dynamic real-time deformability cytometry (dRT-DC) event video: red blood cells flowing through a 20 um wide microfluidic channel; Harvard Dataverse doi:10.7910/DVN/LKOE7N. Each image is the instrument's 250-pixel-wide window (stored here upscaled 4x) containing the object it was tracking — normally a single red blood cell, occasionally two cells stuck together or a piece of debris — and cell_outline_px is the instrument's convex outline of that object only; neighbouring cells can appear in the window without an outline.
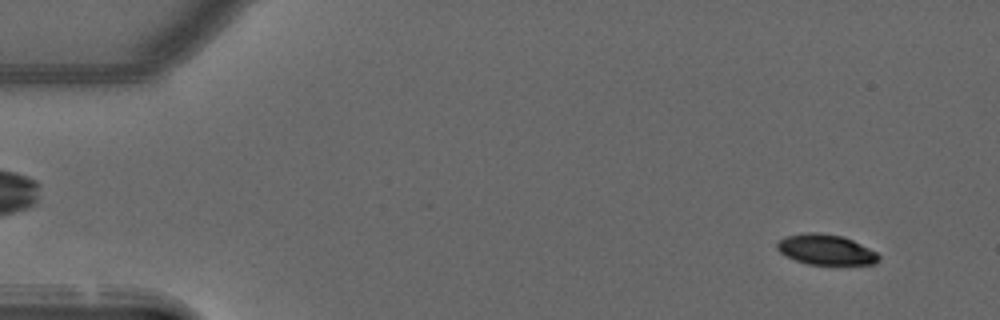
{"species": "common noctule bat (a hibernating species)", "species_latin": "Nyctalus noctula", "temperature_condition": "warm", "stored_images_in_passage": 50, "camera_frame_rate_fps": 3000, "um_per_image_px": 0.085, "animal": {"sex": "male", "forearm_length_mm": 52.5}, "frame": {"image": 1, "passage_image": 4, "time_ms": 1.0, "image_size_px": [1000, 320], "cell_outline_px": [[880, 260], [872, 264], [808, 264], [796, 260], [780, 252], [776, 248], [776, 244], [784, 236], [804, 232], [820, 232], [840, 236], [852, 240], [876, 252], [880, 256]], "centroid_in_image_um": [70.17, 21.2], "position_along_channel_um": 14.8, "area_um2": 17.8}}
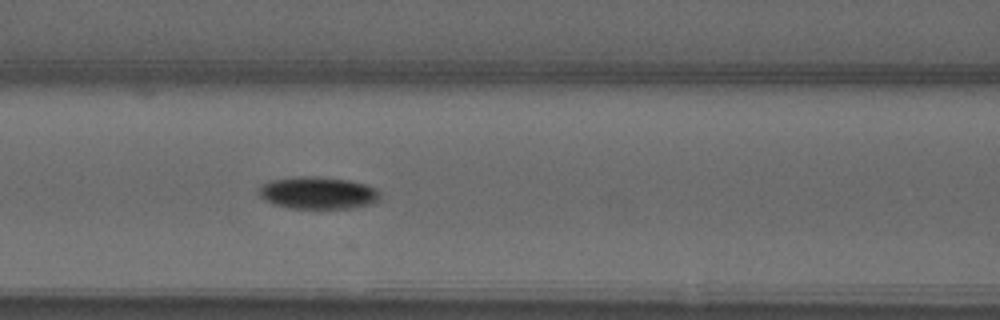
{"frame": {"image": 2, "passage_image": 22, "time_ms": 7.0, "image_size_px": [1000, 320], "cell_outline_px": [[380, 200], [372, 204], [352, 208], [288, 208], [272, 204], [264, 200], [260, 196], [260, 188], [264, 184], [272, 180], [292, 176], [316, 176], [348, 180], [368, 184], [376, 188], [380, 192]], "centroid_in_image_um": [27.07, 16.39], "position_along_channel_um": 139.5, "area_um2": 23.0}}
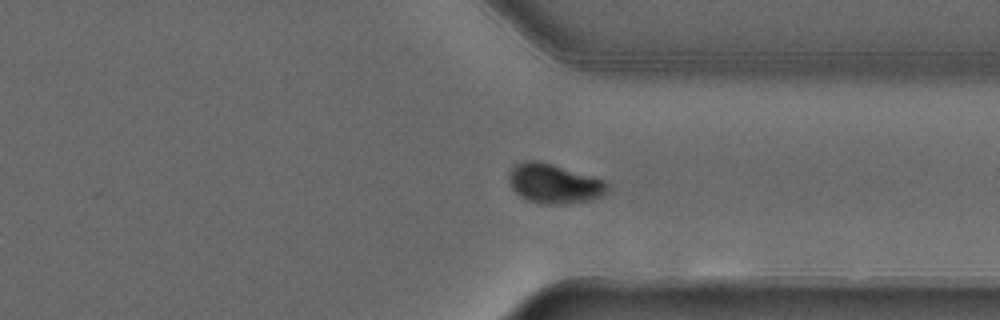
{"frame": {"image": 3, "passage_image": 39, "time_ms": 12.667, "image_size_px": [1000, 320], "cell_outline_px": [[608, 192], [604, 196], [588, 200], [564, 204], [540, 204], [528, 200], [520, 196], [512, 188], [508, 180], [512, 168], [516, 164], [528, 160], [536, 160], [552, 164], [604, 180], [608, 184]], "centroid_in_image_um": [47.11, 15.62], "position_along_channel_um": 364.3, "area_um2": 22.54}}